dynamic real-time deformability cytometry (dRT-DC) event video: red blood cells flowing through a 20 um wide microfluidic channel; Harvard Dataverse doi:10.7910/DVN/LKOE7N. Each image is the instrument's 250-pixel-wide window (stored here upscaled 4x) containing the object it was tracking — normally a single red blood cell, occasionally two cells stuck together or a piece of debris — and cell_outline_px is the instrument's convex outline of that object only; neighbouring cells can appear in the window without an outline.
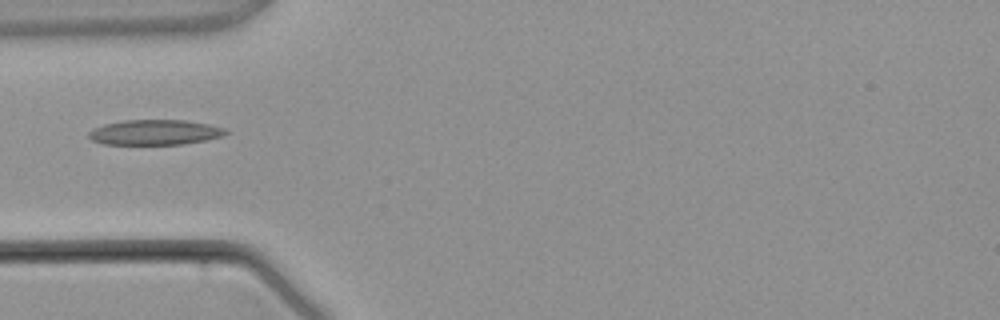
{"species": "common noctule bat (a hibernating species)", "species_latin": "Nyctalus noctula", "temperature_condition": "warm", "stored_images_in_passage": 3, "camera_frame_rate_fps": 3000, "um_per_image_px": 0.085, "animal": {"sex": "male", "body_mass_g": 21.5, "forearm_length_mm": 52.0}, "frame": {"image": 1, "passage_image": 3, "time_ms": 3.0, "image_size_px": [1000, 320], "cell_outline_px": [[228, 132], [220, 136], [208, 140], [184, 144], [104, 144], [92, 140], [88, 136], [88, 132], [92, 128], [104, 124], [124, 120], [188, 120], [208, 124], [224, 128]], "centroid_in_image_um": [13.14, 11.24], "position_along_channel_um": 71.9, "area_um2": 20.11}}